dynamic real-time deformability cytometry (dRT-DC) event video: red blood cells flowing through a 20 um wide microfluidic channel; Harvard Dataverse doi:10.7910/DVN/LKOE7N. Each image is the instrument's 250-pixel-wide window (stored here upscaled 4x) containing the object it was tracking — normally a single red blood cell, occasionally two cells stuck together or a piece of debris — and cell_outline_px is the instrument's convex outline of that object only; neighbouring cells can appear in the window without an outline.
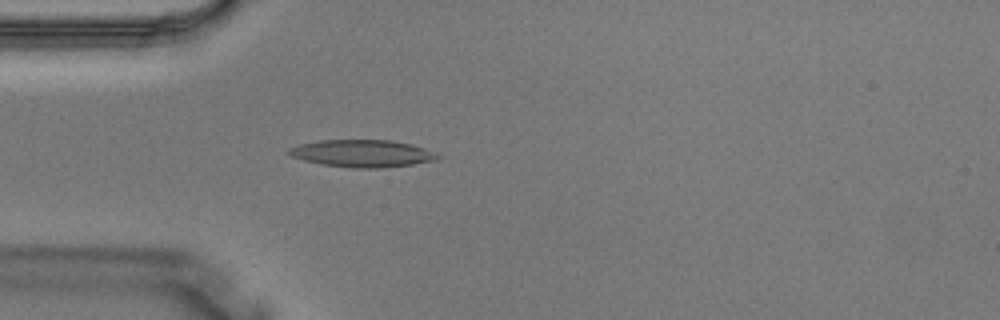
{"species": "Egyptian fruit bat (a non-hibernating species)", "species_latin": "Rousettus aegyptiacus", "temperature_condition": "warm", "stored_images_in_passage": 2, "camera_frame_rate_fps": 3000, "um_per_image_px": 0.085, "animal": {"sex": "male"}, "frame": {"image": 1, "passage_image": 2, "time_ms": 0.333, "image_size_px": [1000, 320], "cell_outline_px": [[444, 156], [436, 160], [412, 164], [384, 168], [352, 168], [320, 164], [304, 160], [292, 156], [284, 152], [288, 148], [300, 144], [320, 140], [388, 140], [412, 144], [424, 148]], "centroid_in_image_um": [30.79, 13.04], "position_along_channel_um": 54.2, "area_um2": 23.81}}